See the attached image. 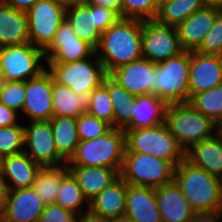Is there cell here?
Wrapping results in <instances>:
<instances>
[{
	"label": "cell",
	"instance_id": "cell-49",
	"mask_svg": "<svg viewBox=\"0 0 222 222\" xmlns=\"http://www.w3.org/2000/svg\"><path fill=\"white\" fill-rule=\"evenodd\" d=\"M207 6H215L222 9V0H204Z\"/></svg>",
	"mask_w": 222,
	"mask_h": 222
},
{
	"label": "cell",
	"instance_id": "cell-10",
	"mask_svg": "<svg viewBox=\"0 0 222 222\" xmlns=\"http://www.w3.org/2000/svg\"><path fill=\"white\" fill-rule=\"evenodd\" d=\"M67 5L58 0H39L26 13L29 41L43 51L51 44L65 20Z\"/></svg>",
	"mask_w": 222,
	"mask_h": 222
},
{
	"label": "cell",
	"instance_id": "cell-52",
	"mask_svg": "<svg viewBox=\"0 0 222 222\" xmlns=\"http://www.w3.org/2000/svg\"><path fill=\"white\" fill-rule=\"evenodd\" d=\"M114 222H134V221L124 216V217L114 220Z\"/></svg>",
	"mask_w": 222,
	"mask_h": 222
},
{
	"label": "cell",
	"instance_id": "cell-11",
	"mask_svg": "<svg viewBox=\"0 0 222 222\" xmlns=\"http://www.w3.org/2000/svg\"><path fill=\"white\" fill-rule=\"evenodd\" d=\"M142 57L159 63L180 54L176 27L159 23L156 19L142 21Z\"/></svg>",
	"mask_w": 222,
	"mask_h": 222
},
{
	"label": "cell",
	"instance_id": "cell-54",
	"mask_svg": "<svg viewBox=\"0 0 222 222\" xmlns=\"http://www.w3.org/2000/svg\"><path fill=\"white\" fill-rule=\"evenodd\" d=\"M0 222H11V221L7 219L4 215H0Z\"/></svg>",
	"mask_w": 222,
	"mask_h": 222
},
{
	"label": "cell",
	"instance_id": "cell-37",
	"mask_svg": "<svg viewBox=\"0 0 222 222\" xmlns=\"http://www.w3.org/2000/svg\"><path fill=\"white\" fill-rule=\"evenodd\" d=\"M158 11L155 0H121V18L153 20Z\"/></svg>",
	"mask_w": 222,
	"mask_h": 222
},
{
	"label": "cell",
	"instance_id": "cell-23",
	"mask_svg": "<svg viewBox=\"0 0 222 222\" xmlns=\"http://www.w3.org/2000/svg\"><path fill=\"white\" fill-rule=\"evenodd\" d=\"M30 43L28 16L0 0V47Z\"/></svg>",
	"mask_w": 222,
	"mask_h": 222
},
{
	"label": "cell",
	"instance_id": "cell-56",
	"mask_svg": "<svg viewBox=\"0 0 222 222\" xmlns=\"http://www.w3.org/2000/svg\"><path fill=\"white\" fill-rule=\"evenodd\" d=\"M2 83H3V78L0 75V90H1Z\"/></svg>",
	"mask_w": 222,
	"mask_h": 222
},
{
	"label": "cell",
	"instance_id": "cell-2",
	"mask_svg": "<svg viewBox=\"0 0 222 222\" xmlns=\"http://www.w3.org/2000/svg\"><path fill=\"white\" fill-rule=\"evenodd\" d=\"M175 182L195 212L222 211L221 180L184 159L174 168Z\"/></svg>",
	"mask_w": 222,
	"mask_h": 222
},
{
	"label": "cell",
	"instance_id": "cell-6",
	"mask_svg": "<svg viewBox=\"0 0 222 222\" xmlns=\"http://www.w3.org/2000/svg\"><path fill=\"white\" fill-rule=\"evenodd\" d=\"M126 133L125 153H143L169 162L174 168L185 159V151L165 123Z\"/></svg>",
	"mask_w": 222,
	"mask_h": 222
},
{
	"label": "cell",
	"instance_id": "cell-13",
	"mask_svg": "<svg viewBox=\"0 0 222 222\" xmlns=\"http://www.w3.org/2000/svg\"><path fill=\"white\" fill-rule=\"evenodd\" d=\"M94 53L95 49L77 37L72 25L65 19L44 50V57L47 63H69L92 59Z\"/></svg>",
	"mask_w": 222,
	"mask_h": 222
},
{
	"label": "cell",
	"instance_id": "cell-24",
	"mask_svg": "<svg viewBox=\"0 0 222 222\" xmlns=\"http://www.w3.org/2000/svg\"><path fill=\"white\" fill-rule=\"evenodd\" d=\"M185 159L220 179L222 177V141L218 134L192 145L185 151Z\"/></svg>",
	"mask_w": 222,
	"mask_h": 222
},
{
	"label": "cell",
	"instance_id": "cell-25",
	"mask_svg": "<svg viewBox=\"0 0 222 222\" xmlns=\"http://www.w3.org/2000/svg\"><path fill=\"white\" fill-rule=\"evenodd\" d=\"M67 168L89 202L120 176L117 170L109 167L67 166Z\"/></svg>",
	"mask_w": 222,
	"mask_h": 222
},
{
	"label": "cell",
	"instance_id": "cell-55",
	"mask_svg": "<svg viewBox=\"0 0 222 222\" xmlns=\"http://www.w3.org/2000/svg\"><path fill=\"white\" fill-rule=\"evenodd\" d=\"M2 172V158L0 157V174Z\"/></svg>",
	"mask_w": 222,
	"mask_h": 222
},
{
	"label": "cell",
	"instance_id": "cell-4",
	"mask_svg": "<svg viewBox=\"0 0 222 222\" xmlns=\"http://www.w3.org/2000/svg\"><path fill=\"white\" fill-rule=\"evenodd\" d=\"M165 124L184 151L217 134L218 126L189 102L168 104Z\"/></svg>",
	"mask_w": 222,
	"mask_h": 222
},
{
	"label": "cell",
	"instance_id": "cell-3",
	"mask_svg": "<svg viewBox=\"0 0 222 222\" xmlns=\"http://www.w3.org/2000/svg\"><path fill=\"white\" fill-rule=\"evenodd\" d=\"M125 150L126 133L122 129L111 127L93 140L79 141L67 166L109 167L120 173Z\"/></svg>",
	"mask_w": 222,
	"mask_h": 222
},
{
	"label": "cell",
	"instance_id": "cell-32",
	"mask_svg": "<svg viewBox=\"0 0 222 222\" xmlns=\"http://www.w3.org/2000/svg\"><path fill=\"white\" fill-rule=\"evenodd\" d=\"M206 6L204 0H172L159 8L156 20L161 24L177 27L192 13Z\"/></svg>",
	"mask_w": 222,
	"mask_h": 222
},
{
	"label": "cell",
	"instance_id": "cell-46",
	"mask_svg": "<svg viewBox=\"0 0 222 222\" xmlns=\"http://www.w3.org/2000/svg\"><path fill=\"white\" fill-rule=\"evenodd\" d=\"M89 4L111 8L121 16V0H86Z\"/></svg>",
	"mask_w": 222,
	"mask_h": 222
},
{
	"label": "cell",
	"instance_id": "cell-42",
	"mask_svg": "<svg viewBox=\"0 0 222 222\" xmlns=\"http://www.w3.org/2000/svg\"><path fill=\"white\" fill-rule=\"evenodd\" d=\"M121 18L120 14L108 7L94 5L95 26L102 34Z\"/></svg>",
	"mask_w": 222,
	"mask_h": 222
},
{
	"label": "cell",
	"instance_id": "cell-43",
	"mask_svg": "<svg viewBox=\"0 0 222 222\" xmlns=\"http://www.w3.org/2000/svg\"><path fill=\"white\" fill-rule=\"evenodd\" d=\"M18 113L0 102V127L18 125Z\"/></svg>",
	"mask_w": 222,
	"mask_h": 222
},
{
	"label": "cell",
	"instance_id": "cell-38",
	"mask_svg": "<svg viewBox=\"0 0 222 222\" xmlns=\"http://www.w3.org/2000/svg\"><path fill=\"white\" fill-rule=\"evenodd\" d=\"M112 126L95 116L82 113L77 117V131L80 141L93 140L105 134Z\"/></svg>",
	"mask_w": 222,
	"mask_h": 222
},
{
	"label": "cell",
	"instance_id": "cell-53",
	"mask_svg": "<svg viewBox=\"0 0 222 222\" xmlns=\"http://www.w3.org/2000/svg\"><path fill=\"white\" fill-rule=\"evenodd\" d=\"M217 134L222 141V123L217 126Z\"/></svg>",
	"mask_w": 222,
	"mask_h": 222
},
{
	"label": "cell",
	"instance_id": "cell-50",
	"mask_svg": "<svg viewBox=\"0 0 222 222\" xmlns=\"http://www.w3.org/2000/svg\"><path fill=\"white\" fill-rule=\"evenodd\" d=\"M66 5H69V4H73V3H82V2H85L86 0H58Z\"/></svg>",
	"mask_w": 222,
	"mask_h": 222
},
{
	"label": "cell",
	"instance_id": "cell-48",
	"mask_svg": "<svg viewBox=\"0 0 222 222\" xmlns=\"http://www.w3.org/2000/svg\"><path fill=\"white\" fill-rule=\"evenodd\" d=\"M8 192H9L8 185L6 184V181L2 178L0 174V215H3L6 206Z\"/></svg>",
	"mask_w": 222,
	"mask_h": 222
},
{
	"label": "cell",
	"instance_id": "cell-12",
	"mask_svg": "<svg viewBox=\"0 0 222 222\" xmlns=\"http://www.w3.org/2000/svg\"><path fill=\"white\" fill-rule=\"evenodd\" d=\"M29 124L24 126V152L41 167L67 165L58 154L50 120L33 121Z\"/></svg>",
	"mask_w": 222,
	"mask_h": 222
},
{
	"label": "cell",
	"instance_id": "cell-26",
	"mask_svg": "<svg viewBox=\"0 0 222 222\" xmlns=\"http://www.w3.org/2000/svg\"><path fill=\"white\" fill-rule=\"evenodd\" d=\"M168 104L155 94L136 96L132 119L124 130L151 128L165 123Z\"/></svg>",
	"mask_w": 222,
	"mask_h": 222
},
{
	"label": "cell",
	"instance_id": "cell-21",
	"mask_svg": "<svg viewBox=\"0 0 222 222\" xmlns=\"http://www.w3.org/2000/svg\"><path fill=\"white\" fill-rule=\"evenodd\" d=\"M127 186L121 176L90 201L89 210L104 218L116 220L125 216Z\"/></svg>",
	"mask_w": 222,
	"mask_h": 222
},
{
	"label": "cell",
	"instance_id": "cell-22",
	"mask_svg": "<svg viewBox=\"0 0 222 222\" xmlns=\"http://www.w3.org/2000/svg\"><path fill=\"white\" fill-rule=\"evenodd\" d=\"M40 168L39 164L22 151L2 159L1 176L6 181L9 190L31 188Z\"/></svg>",
	"mask_w": 222,
	"mask_h": 222
},
{
	"label": "cell",
	"instance_id": "cell-17",
	"mask_svg": "<svg viewBox=\"0 0 222 222\" xmlns=\"http://www.w3.org/2000/svg\"><path fill=\"white\" fill-rule=\"evenodd\" d=\"M45 205L33 187L9 190L3 215L11 222H39Z\"/></svg>",
	"mask_w": 222,
	"mask_h": 222
},
{
	"label": "cell",
	"instance_id": "cell-36",
	"mask_svg": "<svg viewBox=\"0 0 222 222\" xmlns=\"http://www.w3.org/2000/svg\"><path fill=\"white\" fill-rule=\"evenodd\" d=\"M24 151V126L0 127V157L3 159Z\"/></svg>",
	"mask_w": 222,
	"mask_h": 222
},
{
	"label": "cell",
	"instance_id": "cell-14",
	"mask_svg": "<svg viewBox=\"0 0 222 222\" xmlns=\"http://www.w3.org/2000/svg\"><path fill=\"white\" fill-rule=\"evenodd\" d=\"M52 75L47 69L25 81V98L21 113L33 121H48L53 117Z\"/></svg>",
	"mask_w": 222,
	"mask_h": 222
},
{
	"label": "cell",
	"instance_id": "cell-9",
	"mask_svg": "<svg viewBox=\"0 0 222 222\" xmlns=\"http://www.w3.org/2000/svg\"><path fill=\"white\" fill-rule=\"evenodd\" d=\"M42 59L44 51L31 43L0 47V75L5 81H27L46 69Z\"/></svg>",
	"mask_w": 222,
	"mask_h": 222
},
{
	"label": "cell",
	"instance_id": "cell-41",
	"mask_svg": "<svg viewBox=\"0 0 222 222\" xmlns=\"http://www.w3.org/2000/svg\"><path fill=\"white\" fill-rule=\"evenodd\" d=\"M78 215L65 210L59 204H46L39 222H77Z\"/></svg>",
	"mask_w": 222,
	"mask_h": 222
},
{
	"label": "cell",
	"instance_id": "cell-28",
	"mask_svg": "<svg viewBox=\"0 0 222 222\" xmlns=\"http://www.w3.org/2000/svg\"><path fill=\"white\" fill-rule=\"evenodd\" d=\"M53 117L77 118L87 112L90 105V93L75 94L68 86L61 85L52 77Z\"/></svg>",
	"mask_w": 222,
	"mask_h": 222
},
{
	"label": "cell",
	"instance_id": "cell-20",
	"mask_svg": "<svg viewBox=\"0 0 222 222\" xmlns=\"http://www.w3.org/2000/svg\"><path fill=\"white\" fill-rule=\"evenodd\" d=\"M125 217L134 222H162L155 188L128 184Z\"/></svg>",
	"mask_w": 222,
	"mask_h": 222
},
{
	"label": "cell",
	"instance_id": "cell-44",
	"mask_svg": "<svg viewBox=\"0 0 222 222\" xmlns=\"http://www.w3.org/2000/svg\"><path fill=\"white\" fill-rule=\"evenodd\" d=\"M222 211L196 212L190 222H219Z\"/></svg>",
	"mask_w": 222,
	"mask_h": 222
},
{
	"label": "cell",
	"instance_id": "cell-47",
	"mask_svg": "<svg viewBox=\"0 0 222 222\" xmlns=\"http://www.w3.org/2000/svg\"><path fill=\"white\" fill-rule=\"evenodd\" d=\"M77 222H114L112 219L104 218L86 210L84 214L78 216Z\"/></svg>",
	"mask_w": 222,
	"mask_h": 222
},
{
	"label": "cell",
	"instance_id": "cell-1",
	"mask_svg": "<svg viewBox=\"0 0 222 222\" xmlns=\"http://www.w3.org/2000/svg\"><path fill=\"white\" fill-rule=\"evenodd\" d=\"M141 40L142 20L138 19L120 18L103 32L95 53L106 74L142 58Z\"/></svg>",
	"mask_w": 222,
	"mask_h": 222
},
{
	"label": "cell",
	"instance_id": "cell-51",
	"mask_svg": "<svg viewBox=\"0 0 222 222\" xmlns=\"http://www.w3.org/2000/svg\"><path fill=\"white\" fill-rule=\"evenodd\" d=\"M172 0H155L157 8L159 9L161 6H163L164 4L171 2Z\"/></svg>",
	"mask_w": 222,
	"mask_h": 222
},
{
	"label": "cell",
	"instance_id": "cell-31",
	"mask_svg": "<svg viewBox=\"0 0 222 222\" xmlns=\"http://www.w3.org/2000/svg\"><path fill=\"white\" fill-rule=\"evenodd\" d=\"M68 172L67 165L47 166L39 169L32 187L45 204L56 202L61 181Z\"/></svg>",
	"mask_w": 222,
	"mask_h": 222
},
{
	"label": "cell",
	"instance_id": "cell-19",
	"mask_svg": "<svg viewBox=\"0 0 222 222\" xmlns=\"http://www.w3.org/2000/svg\"><path fill=\"white\" fill-rule=\"evenodd\" d=\"M221 10L219 7L206 6L192 13L176 27L183 50L195 51L200 46L205 34L211 29L217 14Z\"/></svg>",
	"mask_w": 222,
	"mask_h": 222
},
{
	"label": "cell",
	"instance_id": "cell-8",
	"mask_svg": "<svg viewBox=\"0 0 222 222\" xmlns=\"http://www.w3.org/2000/svg\"><path fill=\"white\" fill-rule=\"evenodd\" d=\"M93 61L87 58L69 63H47V66L55 82L68 86L75 94L91 93L107 76L96 53Z\"/></svg>",
	"mask_w": 222,
	"mask_h": 222
},
{
	"label": "cell",
	"instance_id": "cell-16",
	"mask_svg": "<svg viewBox=\"0 0 222 222\" xmlns=\"http://www.w3.org/2000/svg\"><path fill=\"white\" fill-rule=\"evenodd\" d=\"M156 65L157 63L142 57L118 67L109 76L133 96L150 95Z\"/></svg>",
	"mask_w": 222,
	"mask_h": 222
},
{
	"label": "cell",
	"instance_id": "cell-7",
	"mask_svg": "<svg viewBox=\"0 0 222 222\" xmlns=\"http://www.w3.org/2000/svg\"><path fill=\"white\" fill-rule=\"evenodd\" d=\"M120 176L129 185L157 188L173 180L174 167L152 155L124 153Z\"/></svg>",
	"mask_w": 222,
	"mask_h": 222
},
{
	"label": "cell",
	"instance_id": "cell-45",
	"mask_svg": "<svg viewBox=\"0 0 222 222\" xmlns=\"http://www.w3.org/2000/svg\"><path fill=\"white\" fill-rule=\"evenodd\" d=\"M8 6L15 8L16 10L27 12L32 6H34L39 0H3Z\"/></svg>",
	"mask_w": 222,
	"mask_h": 222
},
{
	"label": "cell",
	"instance_id": "cell-30",
	"mask_svg": "<svg viewBox=\"0 0 222 222\" xmlns=\"http://www.w3.org/2000/svg\"><path fill=\"white\" fill-rule=\"evenodd\" d=\"M103 83L108 87L114 112V128L124 130L131 122V111L136 96L130 94L124 87L107 75Z\"/></svg>",
	"mask_w": 222,
	"mask_h": 222
},
{
	"label": "cell",
	"instance_id": "cell-39",
	"mask_svg": "<svg viewBox=\"0 0 222 222\" xmlns=\"http://www.w3.org/2000/svg\"><path fill=\"white\" fill-rule=\"evenodd\" d=\"M25 81L3 80L0 90V102L17 113L23 109Z\"/></svg>",
	"mask_w": 222,
	"mask_h": 222
},
{
	"label": "cell",
	"instance_id": "cell-33",
	"mask_svg": "<svg viewBox=\"0 0 222 222\" xmlns=\"http://www.w3.org/2000/svg\"><path fill=\"white\" fill-rule=\"evenodd\" d=\"M83 201H87V210H89L90 202L84 196L73 174L69 171L61 181L55 203L79 216L84 212L80 207L83 206Z\"/></svg>",
	"mask_w": 222,
	"mask_h": 222
},
{
	"label": "cell",
	"instance_id": "cell-29",
	"mask_svg": "<svg viewBox=\"0 0 222 222\" xmlns=\"http://www.w3.org/2000/svg\"><path fill=\"white\" fill-rule=\"evenodd\" d=\"M50 124L58 154L68 162L74 155L80 141L77 131V118L52 117Z\"/></svg>",
	"mask_w": 222,
	"mask_h": 222
},
{
	"label": "cell",
	"instance_id": "cell-34",
	"mask_svg": "<svg viewBox=\"0 0 222 222\" xmlns=\"http://www.w3.org/2000/svg\"><path fill=\"white\" fill-rule=\"evenodd\" d=\"M188 102L216 124L222 123V84L193 95Z\"/></svg>",
	"mask_w": 222,
	"mask_h": 222
},
{
	"label": "cell",
	"instance_id": "cell-18",
	"mask_svg": "<svg viewBox=\"0 0 222 222\" xmlns=\"http://www.w3.org/2000/svg\"><path fill=\"white\" fill-rule=\"evenodd\" d=\"M155 194L162 222H190L196 213L174 179L155 188Z\"/></svg>",
	"mask_w": 222,
	"mask_h": 222
},
{
	"label": "cell",
	"instance_id": "cell-40",
	"mask_svg": "<svg viewBox=\"0 0 222 222\" xmlns=\"http://www.w3.org/2000/svg\"><path fill=\"white\" fill-rule=\"evenodd\" d=\"M195 51L222 56V10L217 14L211 29L205 34L202 43Z\"/></svg>",
	"mask_w": 222,
	"mask_h": 222
},
{
	"label": "cell",
	"instance_id": "cell-15",
	"mask_svg": "<svg viewBox=\"0 0 222 222\" xmlns=\"http://www.w3.org/2000/svg\"><path fill=\"white\" fill-rule=\"evenodd\" d=\"M222 84V56L190 51L189 99Z\"/></svg>",
	"mask_w": 222,
	"mask_h": 222
},
{
	"label": "cell",
	"instance_id": "cell-5",
	"mask_svg": "<svg viewBox=\"0 0 222 222\" xmlns=\"http://www.w3.org/2000/svg\"><path fill=\"white\" fill-rule=\"evenodd\" d=\"M190 71V51L157 63L153 69L151 94H155L167 104L189 101L188 78Z\"/></svg>",
	"mask_w": 222,
	"mask_h": 222
},
{
	"label": "cell",
	"instance_id": "cell-35",
	"mask_svg": "<svg viewBox=\"0 0 222 222\" xmlns=\"http://www.w3.org/2000/svg\"><path fill=\"white\" fill-rule=\"evenodd\" d=\"M87 113L114 127L113 105L109 89L103 82L90 93V105Z\"/></svg>",
	"mask_w": 222,
	"mask_h": 222
},
{
	"label": "cell",
	"instance_id": "cell-27",
	"mask_svg": "<svg viewBox=\"0 0 222 222\" xmlns=\"http://www.w3.org/2000/svg\"><path fill=\"white\" fill-rule=\"evenodd\" d=\"M65 19L72 25L77 37L94 49L98 47L101 33L95 26L94 5L87 1L69 4L66 7Z\"/></svg>",
	"mask_w": 222,
	"mask_h": 222
}]
</instances>
